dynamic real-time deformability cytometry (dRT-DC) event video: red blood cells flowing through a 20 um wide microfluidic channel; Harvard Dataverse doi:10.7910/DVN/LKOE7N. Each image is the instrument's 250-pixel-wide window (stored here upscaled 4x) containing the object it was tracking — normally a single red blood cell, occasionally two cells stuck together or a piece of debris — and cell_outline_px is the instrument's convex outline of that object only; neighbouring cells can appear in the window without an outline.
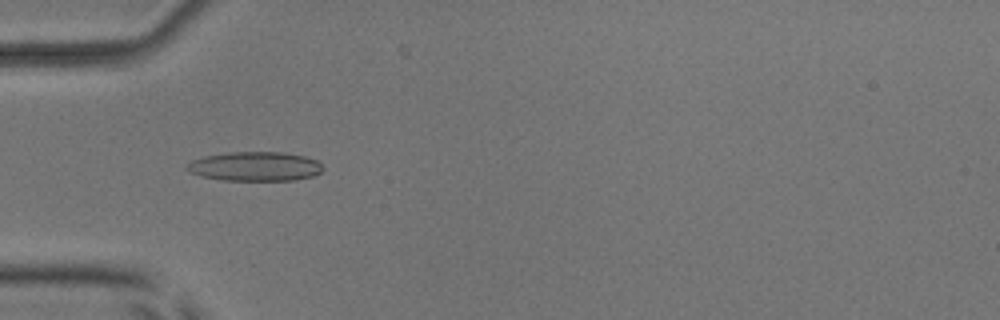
{"species": "common noctule bat (a hibernating species)", "species_latin": "Nyctalus noctula", "temperature_condition": "room temperature", "stored_images_in_passage": 42, "camera_frame_rate_fps": 3000, "um_per_image_px": 0.085, "animal": {"sex": "male", "body_mass_g": 17.9, "forearm_length_mm": 54.2}, "frame": {"image": 1, "passage_image": 6, "time_ms": 1.667, "image_size_px": [1000, 320], "cell_outline_px": [[324, 168], [320, 172], [312, 176], [292, 180], [220, 180], [200, 176], [188, 172], [184, 168], [184, 164], [192, 160], [204, 156], [228, 152], [284, 152], [304, 156], [316, 160]], "centroid_in_image_um": [21.6, 14.14], "position_along_channel_um": 63.4, "area_um2": 23.35}}
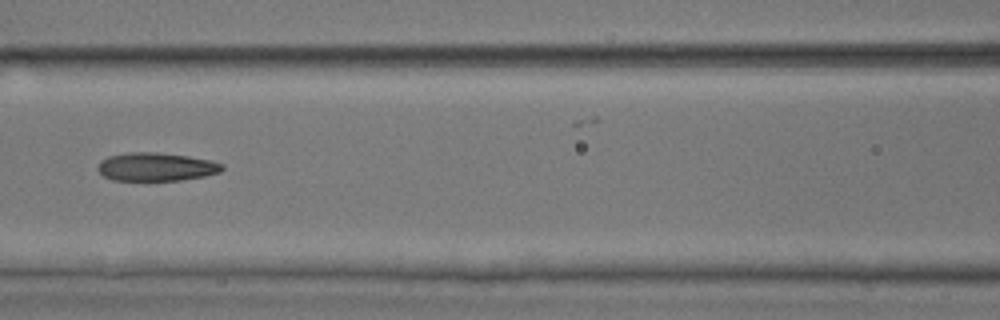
{"frame": {"image": 2, "passage_image": 13, "time_ms": 4.0, "image_size_px": [1000, 320], "cell_outline_px": [[224, 168], [220, 172], [204, 176], [180, 180], [112, 180], [104, 176], [96, 168], [100, 160], [108, 156], [132, 152], [156, 152], [188, 156], [212, 160], [224, 164]], "centroid_in_image_um": [13.28, 14.17], "position_along_channel_um": 153.3, "area_um2": 20.58}}
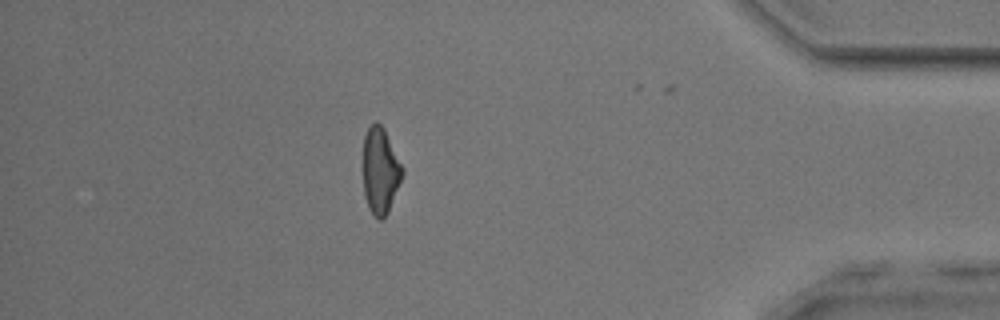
{"frame": {"image": 3, "passage_image": 35, "time_ms": 11.333, "image_size_px": [1000, 320], "cell_outline_px": [[404, 172], [388, 212], [380, 220], [372, 216], [368, 208], [364, 196], [364, 136], [368, 128], [376, 120], [384, 128], [404, 168]], "centroid_in_image_um": [32.33, 14.52], "position_along_channel_um": 402.9, "area_um2": 19.71}, "authors_computed_cell_mechanics": {"area_um2": 20.808, "velocity_mm_per_s": 3.9621, "shape_relaxation_time_tau1_ms": 7.6265, "shape_relaxation_time_tau2_ms": 2.2593, "deformation_change_tau1": 0.2032, "deformation_change_tau2": 0.1066}}